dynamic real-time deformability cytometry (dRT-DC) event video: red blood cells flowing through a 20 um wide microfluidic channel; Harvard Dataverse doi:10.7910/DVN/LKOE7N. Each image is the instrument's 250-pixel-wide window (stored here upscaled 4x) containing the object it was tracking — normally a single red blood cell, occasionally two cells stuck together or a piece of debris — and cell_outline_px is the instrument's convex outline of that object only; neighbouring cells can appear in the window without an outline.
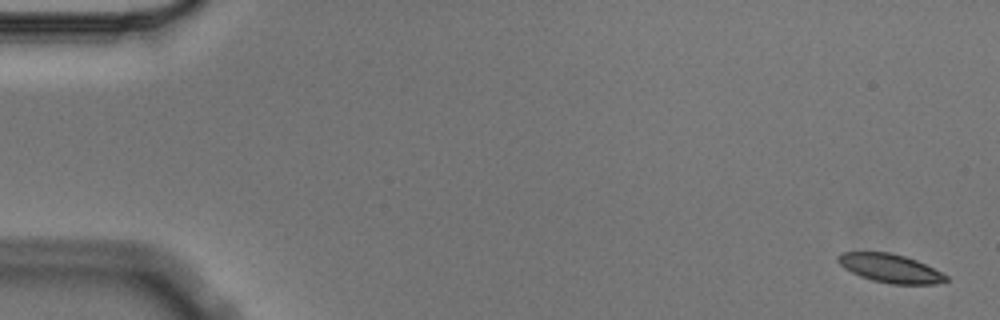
{"species": "Egyptian fruit bat (a non-hibernating species)", "species_latin": "Rousettus aegyptiacus", "temperature_condition": "cold", "stored_images_in_passage": 4, "camera_frame_rate_fps": 3000, "um_per_image_px": 0.085, "animal": {"sex": "male"}, "frame": {"image": 1, "passage_image": 1, "time_ms": 0.0, "image_size_px": [1000, 320], "cell_outline_px": [[948, 280], [936, 284], [892, 284], [872, 280], [860, 276], [844, 268], [836, 260], [836, 256], [840, 252], [888, 252], [904, 256], [916, 260], [948, 276]], "centroid_in_image_um": [75.63, 22.8], "position_along_channel_um": 9.4, "area_um2": 17.86}}
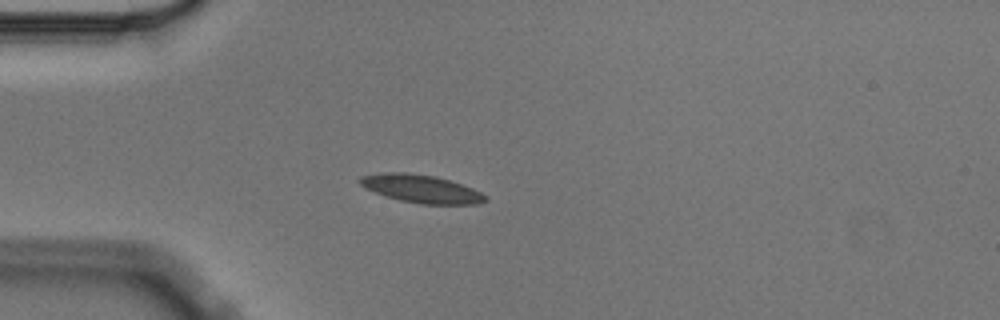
{"frame": {"image": 2, "passage_image": 4, "time_ms": 1.0, "image_size_px": [1000, 320], "cell_outline_px": [[488, 200], [476, 204], [420, 204], [400, 200], [364, 188], [356, 180], [360, 176], [380, 172], [408, 172], [436, 176], [472, 188], [488, 196]], "centroid_in_image_um": [35.77, 16.03], "position_along_channel_um": 49.2, "area_um2": 20.52}}